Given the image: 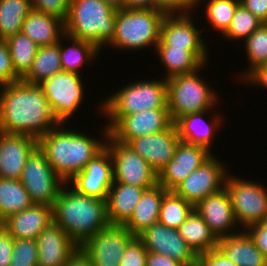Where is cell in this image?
Segmentation results:
<instances>
[{"label": "cell", "instance_id": "cell-1", "mask_svg": "<svg viewBox=\"0 0 267 266\" xmlns=\"http://www.w3.org/2000/svg\"><path fill=\"white\" fill-rule=\"evenodd\" d=\"M0 131L39 139L59 124L38 84L22 80L0 86Z\"/></svg>", "mask_w": 267, "mask_h": 266}, {"label": "cell", "instance_id": "cell-2", "mask_svg": "<svg viewBox=\"0 0 267 266\" xmlns=\"http://www.w3.org/2000/svg\"><path fill=\"white\" fill-rule=\"evenodd\" d=\"M59 123L38 139V147L45 154L53 170L68 183L88 162L105 147L109 129L103 127L104 138H92ZM65 127V128H64ZM68 129V130H67ZM71 129V130H70ZM73 130V131H72ZM102 140V141H101Z\"/></svg>", "mask_w": 267, "mask_h": 266}, {"label": "cell", "instance_id": "cell-3", "mask_svg": "<svg viewBox=\"0 0 267 266\" xmlns=\"http://www.w3.org/2000/svg\"><path fill=\"white\" fill-rule=\"evenodd\" d=\"M70 188V189H69ZM53 222L81 247L98 231L110 224L106 200L89 197L65 183L52 206Z\"/></svg>", "mask_w": 267, "mask_h": 266}, {"label": "cell", "instance_id": "cell-4", "mask_svg": "<svg viewBox=\"0 0 267 266\" xmlns=\"http://www.w3.org/2000/svg\"><path fill=\"white\" fill-rule=\"evenodd\" d=\"M116 9L103 0H71L65 34L90 41L100 50L113 38Z\"/></svg>", "mask_w": 267, "mask_h": 266}, {"label": "cell", "instance_id": "cell-5", "mask_svg": "<svg viewBox=\"0 0 267 266\" xmlns=\"http://www.w3.org/2000/svg\"><path fill=\"white\" fill-rule=\"evenodd\" d=\"M167 12L165 8L117 9L115 32L109 47L138 51L153 46L155 50Z\"/></svg>", "mask_w": 267, "mask_h": 266}, {"label": "cell", "instance_id": "cell-6", "mask_svg": "<svg viewBox=\"0 0 267 266\" xmlns=\"http://www.w3.org/2000/svg\"><path fill=\"white\" fill-rule=\"evenodd\" d=\"M101 103V114L108 117L106 127L110 130L124 115L148 109L167 108L166 79L135 81L116 90ZM103 112V113H102Z\"/></svg>", "mask_w": 267, "mask_h": 266}, {"label": "cell", "instance_id": "cell-7", "mask_svg": "<svg viewBox=\"0 0 267 266\" xmlns=\"http://www.w3.org/2000/svg\"><path fill=\"white\" fill-rule=\"evenodd\" d=\"M200 70L179 74L166 79L167 108L172 122L189 114L214 110L218 102L217 92L199 76ZM215 105V107H214Z\"/></svg>", "mask_w": 267, "mask_h": 266}, {"label": "cell", "instance_id": "cell-8", "mask_svg": "<svg viewBox=\"0 0 267 266\" xmlns=\"http://www.w3.org/2000/svg\"><path fill=\"white\" fill-rule=\"evenodd\" d=\"M225 188L228 191L235 219L241 229L267 219V188L260 183L233 177L227 173Z\"/></svg>", "mask_w": 267, "mask_h": 266}, {"label": "cell", "instance_id": "cell-9", "mask_svg": "<svg viewBox=\"0 0 267 266\" xmlns=\"http://www.w3.org/2000/svg\"><path fill=\"white\" fill-rule=\"evenodd\" d=\"M33 204L53 206L66 183L52 168L45 154L37 147L28 157L19 178Z\"/></svg>", "mask_w": 267, "mask_h": 266}, {"label": "cell", "instance_id": "cell-10", "mask_svg": "<svg viewBox=\"0 0 267 266\" xmlns=\"http://www.w3.org/2000/svg\"><path fill=\"white\" fill-rule=\"evenodd\" d=\"M81 74L59 72L38 84L59 123L68 122L84 100V83Z\"/></svg>", "mask_w": 267, "mask_h": 266}, {"label": "cell", "instance_id": "cell-11", "mask_svg": "<svg viewBox=\"0 0 267 266\" xmlns=\"http://www.w3.org/2000/svg\"><path fill=\"white\" fill-rule=\"evenodd\" d=\"M106 147L113 162V182L145 189L158 184V174L128 144L121 143L108 134Z\"/></svg>", "mask_w": 267, "mask_h": 266}, {"label": "cell", "instance_id": "cell-12", "mask_svg": "<svg viewBox=\"0 0 267 266\" xmlns=\"http://www.w3.org/2000/svg\"><path fill=\"white\" fill-rule=\"evenodd\" d=\"M226 169L225 164L212 155L178 184L173 192L195 206L207 196L225 188Z\"/></svg>", "mask_w": 267, "mask_h": 266}, {"label": "cell", "instance_id": "cell-13", "mask_svg": "<svg viewBox=\"0 0 267 266\" xmlns=\"http://www.w3.org/2000/svg\"><path fill=\"white\" fill-rule=\"evenodd\" d=\"M135 236L120 225H109L98 231L80 248L93 266H119L128 243Z\"/></svg>", "mask_w": 267, "mask_h": 266}, {"label": "cell", "instance_id": "cell-14", "mask_svg": "<svg viewBox=\"0 0 267 266\" xmlns=\"http://www.w3.org/2000/svg\"><path fill=\"white\" fill-rule=\"evenodd\" d=\"M113 181V162L105 147L68 184L81 194L106 200Z\"/></svg>", "mask_w": 267, "mask_h": 266}, {"label": "cell", "instance_id": "cell-15", "mask_svg": "<svg viewBox=\"0 0 267 266\" xmlns=\"http://www.w3.org/2000/svg\"><path fill=\"white\" fill-rule=\"evenodd\" d=\"M173 124L168 109H148L124 115L110 130L117 141L127 144L130 140L168 129Z\"/></svg>", "mask_w": 267, "mask_h": 266}, {"label": "cell", "instance_id": "cell-16", "mask_svg": "<svg viewBox=\"0 0 267 266\" xmlns=\"http://www.w3.org/2000/svg\"><path fill=\"white\" fill-rule=\"evenodd\" d=\"M213 154L202 146L180 141L174 157L158 173V184L173 191L191 172H194Z\"/></svg>", "mask_w": 267, "mask_h": 266}, {"label": "cell", "instance_id": "cell-17", "mask_svg": "<svg viewBox=\"0 0 267 266\" xmlns=\"http://www.w3.org/2000/svg\"><path fill=\"white\" fill-rule=\"evenodd\" d=\"M190 11H168L160 28V40L156 46L172 48H207L202 32L195 26ZM205 43V44H204Z\"/></svg>", "mask_w": 267, "mask_h": 266}, {"label": "cell", "instance_id": "cell-18", "mask_svg": "<svg viewBox=\"0 0 267 266\" xmlns=\"http://www.w3.org/2000/svg\"><path fill=\"white\" fill-rule=\"evenodd\" d=\"M180 141L173 123L166 130L132 139L127 144L158 174L174 157Z\"/></svg>", "mask_w": 267, "mask_h": 266}, {"label": "cell", "instance_id": "cell-19", "mask_svg": "<svg viewBox=\"0 0 267 266\" xmlns=\"http://www.w3.org/2000/svg\"><path fill=\"white\" fill-rule=\"evenodd\" d=\"M149 252L166 255L185 265L198 256L186 244L177 229L155 223L137 236Z\"/></svg>", "mask_w": 267, "mask_h": 266}, {"label": "cell", "instance_id": "cell-20", "mask_svg": "<svg viewBox=\"0 0 267 266\" xmlns=\"http://www.w3.org/2000/svg\"><path fill=\"white\" fill-rule=\"evenodd\" d=\"M194 210L204 219L217 239L235 234L237 230L241 231L226 188L199 201Z\"/></svg>", "mask_w": 267, "mask_h": 266}, {"label": "cell", "instance_id": "cell-21", "mask_svg": "<svg viewBox=\"0 0 267 266\" xmlns=\"http://www.w3.org/2000/svg\"><path fill=\"white\" fill-rule=\"evenodd\" d=\"M38 140L26 134L0 131V178L19 179Z\"/></svg>", "mask_w": 267, "mask_h": 266}, {"label": "cell", "instance_id": "cell-22", "mask_svg": "<svg viewBox=\"0 0 267 266\" xmlns=\"http://www.w3.org/2000/svg\"><path fill=\"white\" fill-rule=\"evenodd\" d=\"M38 266H64L79 246L53 221L38 235Z\"/></svg>", "mask_w": 267, "mask_h": 266}, {"label": "cell", "instance_id": "cell-23", "mask_svg": "<svg viewBox=\"0 0 267 266\" xmlns=\"http://www.w3.org/2000/svg\"><path fill=\"white\" fill-rule=\"evenodd\" d=\"M52 221V206L32 204L27 209L9 216L2 222V226L14 239L36 240Z\"/></svg>", "mask_w": 267, "mask_h": 266}, {"label": "cell", "instance_id": "cell-24", "mask_svg": "<svg viewBox=\"0 0 267 266\" xmlns=\"http://www.w3.org/2000/svg\"><path fill=\"white\" fill-rule=\"evenodd\" d=\"M210 110H206L199 113H189L178 118L174 124L176 126L178 136L182 142L188 144H194L202 146L211 152V145L213 144V138H215V132L222 127V116L213 115L214 117L206 122L204 120V114ZM221 121V122H220Z\"/></svg>", "mask_w": 267, "mask_h": 266}, {"label": "cell", "instance_id": "cell-25", "mask_svg": "<svg viewBox=\"0 0 267 266\" xmlns=\"http://www.w3.org/2000/svg\"><path fill=\"white\" fill-rule=\"evenodd\" d=\"M156 54L160 63L167 70L165 79L179 75L189 74L203 69L208 63V48H172V46H156ZM208 59V60H207Z\"/></svg>", "mask_w": 267, "mask_h": 266}, {"label": "cell", "instance_id": "cell-26", "mask_svg": "<svg viewBox=\"0 0 267 266\" xmlns=\"http://www.w3.org/2000/svg\"><path fill=\"white\" fill-rule=\"evenodd\" d=\"M145 188L113 182L106 199L110 225L123 226L130 218Z\"/></svg>", "mask_w": 267, "mask_h": 266}, {"label": "cell", "instance_id": "cell-27", "mask_svg": "<svg viewBox=\"0 0 267 266\" xmlns=\"http://www.w3.org/2000/svg\"><path fill=\"white\" fill-rule=\"evenodd\" d=\"M217 248L237 266H267L266 257L246 230L219 238Z\"/></svg>", "mask_w": 267, "mask_h": 266}, {"label": "cell", "instance_id": "cell-28", "mask_svg": "<svg viewBox=\"0 0 267 266\" xmlns=\"http://www.w3.org/2000/svg\"><path fill=\"white\" fill-rule=\"evenodd\" d=\"M166 192L167 190L159 184L145 189L131 218L123 226L132 235L138 236L151 225L158 223L161 203Z\"/></svg>", "mask_w": 267, "mask_h": 266}, {"label": "cell", "instance_id": "cell-29", "mask_svg": "<svg viewBox=\"0 0 267 266\" xmlns=\"http://www.w3.org/2000/svg\"><path fill=\"white\" fill-rule=\"evenodd\" d=\"M21 32L39 47L53 45L65 34V24L58 17L32 9L25 17Z\"/></svg>", "mask_w": 267, "mask_h": 266}, {"label": "cell", "instance_id": "cell-30", "mask_svg": "<svg viewBox=\"0 0 267 266\" xmlns=\"http://www.w3.org/2000/svg\"><path fill=\"white\" fill-rule=\"evenodd\" d=\"M177 230L197 256L217 248L218 239L195 210L190 213Z\"/></svg>", "mask_w": 267, "mask_h": 266}, {"label": "cell", "instance_id": "cell-31", "mask_svg": "<svg viewBox=\"0 0 267 266\" xmlns=\"http://www.w3.org/2000/svg\"><path fill=\"white\" fill-rule=\"evenodd\" d=\"M67 39L70 44L68 47L63 46L61 42ZM60 60L62 65V71L73 72L81 74L80 69L87 63L96 60V56L99 55L100 49L92 42L85 41L77 38H73L64 34L60 40ZM66 47V48H65Z\"/></svg>", "mask_w": 267, "mask_h": 266}, {"label": "cell", "instance_id": "cell-32", "mask_svg": "<svg viewBox=\"0 0 267 266\" xmlns=\"http://www.w3.org/2000/svg\"><path fill=\"white\" fill-rule=\"evenodd\" d=\"M62 72L60 43L38 47L28 74L22 79L29 84H40L54 74Z\"/></svg>", "mask_w": 267, "mask_h": 266}, {"label": "cell", "instance_id": "cell-33", "mask_svg": "<svg viewBox=\"0 0 267 266\" xmlns=\"http://www.w3.org/2000/svg\"><path fill=\"white\" fill-rule=\"evenodd\" d=\"M29 193L19 179L0 178V221L32 205Z\"/></svg>", "mask_w": 267, "mask_h": 266}, {"label": "cell", "instance_id": "cell-34", "mask_svg": "<svg viewBox=\"0 0 267 266\" xmlns=\"http://www.w3.org/2000/svg\"><path fill=\"white\" fill-rule=\"evenodd\" d=\"M31 10V0H0V39L20 33Z\"/></svg>", "mask_w": 267, "mask_h": 266}, {"label": "cell", "instance_id": "cell-35", "mask_svg": "<svg viewBox=\"0 0 267 266\" xmlns=\"http://www.w3.org/2000/svg\"><path fill=\"white\" fill-rule=\"evenodd\" d=\"M6 41L15 73L22 80L30 71L39 46L22 32L8 37Z\"/></svg>", "mask_w": 267, "mask_h": 266}, {"label": "cell", "instance_id": "cell-36", "mask_svg": "<svg viewBox=\"0 0 267 266\" xmlns=\"http://www.w3.org/2000/svg\"><path fill=\"white\" fill-rule=\"evenodd\" d=\"M193 210L194 205L190 202L173 191H167L163 196L158 222L171 229H177Z\"/></svg>", "mask_w": 267, "mask_h": 266}, {"label": "cell", "instance_id": "cell-37", "mask_svg": "<svg viewBox=\"0 0 267 266\" xmlns=\"http://www.w3.org/2000/svg\"><path fill=\"white\" fill-rule=\"evenodd\" d=\"M245 51L250 63L249 68L240 75L242 80L256 67L267 62V23H262L245 41Z\"/></svg>", "mask_w": 267, "mask_h": 266}, {"label": "cell", "instance_id": "cell-38", "mask_svg": "<svg viewBox=\"0 0 267 266\" xmlns=\"http://www.w3.org/2000/svg\"><path fill=\"white\" fill-rule=\"evenodd\" d=\"M209 1V2H208ZM205 13L213 27L212 30L220 31L223 34L229 27L240 0H208Z\"/></svg>", "mask_w": 267, "mask_h": 266}, {"label": "cell", "instance_id": "cell-39", "mask_svg": "<svg viewBox=\"0 0 267 266\" xmlns=\"http://www.w3.org/2000/svg\"><path fill=\"white\" fill-rule=\"evenodd\" d=\"M263 22L241 4L237 7L228 29L222 34L227 40L245 41Z\"/></svg>", "mask_w": 267, "mask_h": 266}, {"label": "cell", "instance_id": "cell-40", "mask_svg": "<svg viewBox=\"0 0 267 266\" xmlns=\"http://www.w3.org/2000/svg\"><path fill=\"white\" fill-rule=\"evenodd\" d=\"M37 241L32 239H14L10 266H38Z\"/></svg>", "mask_w": 267, "mask_h": 266}, {"label": "cell", "instance_id": "cell-41", "mask_svg": "<svg viewBox=\"0 0 267 266\" xmlns=\"http://www.w3.org/2000/svg\"><path fill=\"white\" fill-rule=\"evenodd\" d=\"M148 250L135 236L127 245L119 266H146Z\"/></svg>", "mask_w": 267, "mask_h": 266}, {"label": "cell", "instance_id": "cell-42", "mask_svg": "<svg viewBox=\"0 0 267 266\" xmlns=\"http://www.w3.org/2000/svg\"><path fill=\"white\" fill-rule=\"evenodd\" d=\"M71 0H31L32 9L62 19L68 16Z\"/></svg>", "mask_w": 267, "mask_h": 266}, {"label": "cell", "instance_id": "cell-43", "mask_svg": "<svg viewBox=\"0 0 267 266\" xmlns=\"http://www.w3.org/2000/svg\"><path fill=\"white\" fill-rule=\"evenodd\" d=\"M20 80L13 68L7 41L5 39H0V86L15 83Z\"/></svg>", "mask_w": 267, "mask_h": 266}, {"label": "cell", "instance_id": "cell-44", "mask_svg": "<svg viewBox=\"0 0 267 266\" xmlns=\"http://www.w3.org/2000/svg\"><path fill=\"white\" fill-rule=\"evenodd\" d=\"M246 231L267 260V219L248 227Z\"/></svg>", "mask_w": 267, "mask_h": 266}, {"label": "cell", "instance_id": "cell-45", "mask_svg": "<svg viewBox=\"0 0 267 266\" xmlns=\"http://www.w3.org/2000/svg\"><path fill=\"white\" fill-rule=\"evenodd\" d=\"M14 247V237L0 227V266H10Z\"/></svg>", "mask_w": 267, "mask_h": 266}, {"label": "cell", "instance_id": "cell-46", "mask_svg": "<svg viewBox=\"0 0 267 266\" xmlns=\"http://www.w3.org/2000/svg\"><path fill=\"white\" fill-rule=\"evenodd\" d=\"M198 258L205 266H237L233 261L228 259L218 248L200 254Z\"/></svg>", "mask_w": 267, "mask_h": 266}, {"label": "cell", "instance_id": "cell-47", "mask_svg": "<svg viewBox=\"0 0 267 266\" xmlns=\"http://www.w3.org/2000/svg\"><path fill=\"white\" fill-rule=\"evenodd\" d=\"M240 4L263 23H267V0H240Z\"/></svg>", "mask_w": 267, "mask_h": 266}, {"label": "cell", "instance_id": "cell-48", "mask_svg": "<svg viewBox=\"0 0 267 266\" xmlns=\"http://www.w3.org/2000/svg\"><path fill=\"white\" fill-rule=\"evenodd\" d=\"M157 1L168 11L193 10L201 2V0H157Z\"/></svg>", "mask_w": 267, "mask_h": 266}, {"label": "cell", "instance_id": "cell-49", "mask_svg": "<svg viewBox=\"0 0 267 266\" xmlns=\"http://www.w3.org/2000/svg\"><path fill=\"white\" fill-rule=\"evenodd\" d=\"M243 80L245 83H251L250 85H254L258 87H261L265 90L267 89V66L261 65L256 67L254 70H252Z\"/></svg>", "mask_w": 267, "mask_h": 266}, {"label": "cell", "instance_id": "cell-50", "mask_svg": "<svg viewBox=\"0 0 267 266\" xmlns=\"http://www.w3.org/2000/svg\"><path fill=\"white\" fill-rule=\"evenodd\" d=\"M146 266H185V264L171 259L166 255L154 252L147 253Z\"/></svg>", "mask_w": 267, "mask_h": 266}, {"label": "cell", "instance_id": "cell-51", "mask_svg": "<svg viewBox=\"0 0 267 266\" xmlns=\"http://www.w3.org/2000/svg\"><path fill=\"white\" fill-rule=\"evenodd\" d=\"M123 8L147 9V8H164V7L157 0H123Z\"/></svg>", "mask_w": 267, "mask_h": 266}, {"label": "cell", "instance_id": "cell-52", "mask_svg": "<svg viewBox=\"0 0 267 266\" xmlns=\"http://www.w3.org/2000/svg\"><path fill=\"white\" fill-rule=\"evenodd\" d=\"M64 266H93L91 259L79 247Z\"/></svg>", "mask_w": 267, "mask_h": 266}, {"label": "cell", "instance_id": "cell-53", "mask_svg": "<svg viewBox=\"0 0 267 266\" xmlns=\"http://www.w3.org/2000/svg\"><path fill=\"white\" fill-rule=\"evenodd\" d=\"M105 3L109 4L113 8L121 9L123 8V0H103Z\"/></svg>", "mask_w": 267, "mask_h": 266}, {"label": "cell", "instance_id": "cell-54", "mask_svg": "<svg viewBox=\"0 0 267 266\" xmlns=\"http://www.w3.org/2000/svg\"><path fill=\"white\" fill-rule=\"evenodd\" d=\"M185 266H205V264L197 257L194 261Z\"/></svg>", "mask_w": 267, "mask_h": 266}]
</instances>
